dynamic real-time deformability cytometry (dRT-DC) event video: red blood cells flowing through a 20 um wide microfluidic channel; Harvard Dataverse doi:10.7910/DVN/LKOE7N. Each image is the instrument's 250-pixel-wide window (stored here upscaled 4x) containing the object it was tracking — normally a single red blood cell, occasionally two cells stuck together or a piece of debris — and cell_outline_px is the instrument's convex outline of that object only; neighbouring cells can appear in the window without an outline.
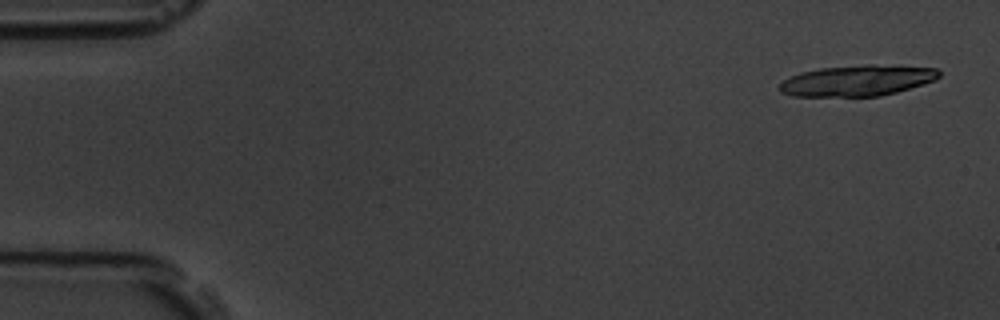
{"species": "common noctule bat (a hibernating species)", "species_latin": "Nyctalus noctula", "temperature_condition": "room temperature", "stored_images_in_passage": 6, "camera_frame_rate_fps": 3000, "um_per_image_px": 0.085, "animal": {"sex": "male", "body_mass_g": 19.5, "forearm_length_mm": 54.6}, "frame": {"image": 1, "passage_image": 1, "time_ms": 0.0, "image_size_px": [1000, 320], "cell_outline_px": [[940, 76], [936, 80], [896, 92], [880, 96], [792, 96], [780, 92], [776, 88], [784, 80], [800, 72], [820, 68], [864, 64], [872, 64], [936, 68], [940, 72]], "centroid_in_image_um": [72.85, 6.84], "position_along_channel_um": 12.2, "area_um2": 28.78}}